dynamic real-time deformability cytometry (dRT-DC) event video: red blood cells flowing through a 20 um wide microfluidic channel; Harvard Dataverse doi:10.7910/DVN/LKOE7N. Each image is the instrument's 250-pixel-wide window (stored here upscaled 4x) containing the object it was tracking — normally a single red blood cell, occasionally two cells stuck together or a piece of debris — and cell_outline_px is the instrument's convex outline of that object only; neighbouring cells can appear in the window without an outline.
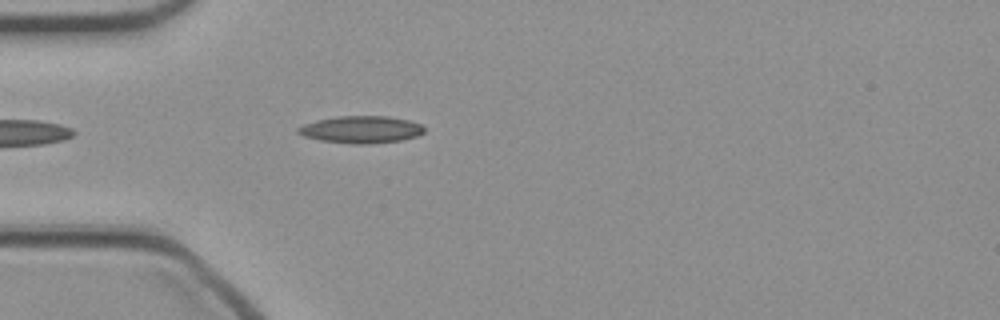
{"species": "common noctule bat (a hibernating species)", "species_latin": "Nyctalus noctula", "temperature_condition": "cold", "stored_images_in_passage": 13, "camera_frame_rate_fps": 3000, "um_per_image_px": 0.085, "animal": {"sex": "female", "body_mass_g": 21.9}, "frame": {"image": 1, "passage_image": 4, "time_ms": 1.0, "image_size_px": [1000, 320], "cell_outline_px": [[424, 132], [416, 136], [400, 140], [368, 144], [352, 144], [320, 140], [304, 136], [296, 132], [296, 128], [304, 124], [316, 120], [336, 116], [388, 116], [408, 120], [420, 124], [424, 128]], "centroid_in_image_um": [30.66, 11.0], "position_along_channel_um": 54.3, "area_um2": 19.94}}
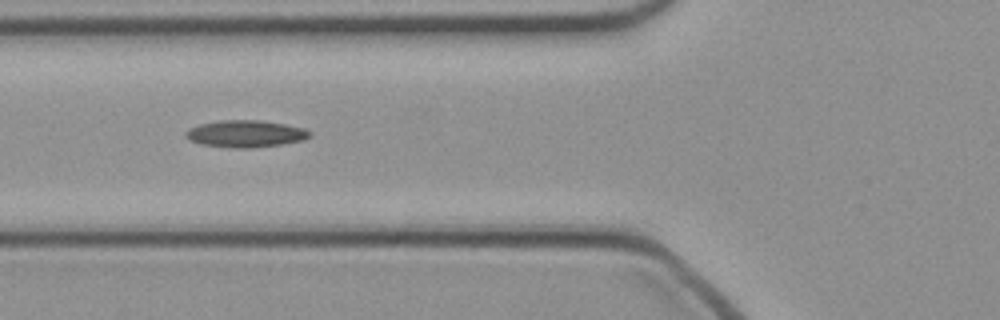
{"frame": {"image": 2, "passage_image": 8, "time_ms": 2.333, "image_size_px": [1000, 320], "cell_outline_px": [[308, 136], [304, 140], [280, 144], [252, 148], [232, 148], [200, 144], [184, 136], [184, 132], [188, 128], [200, 124], [220, 120], [260, 120], [284, 124], [304, 128], [308, 132]], "centroid_in_image_um": [20.81, 11.37], "position_along_channel_um": 105.0, "area_um2": 19.36}}